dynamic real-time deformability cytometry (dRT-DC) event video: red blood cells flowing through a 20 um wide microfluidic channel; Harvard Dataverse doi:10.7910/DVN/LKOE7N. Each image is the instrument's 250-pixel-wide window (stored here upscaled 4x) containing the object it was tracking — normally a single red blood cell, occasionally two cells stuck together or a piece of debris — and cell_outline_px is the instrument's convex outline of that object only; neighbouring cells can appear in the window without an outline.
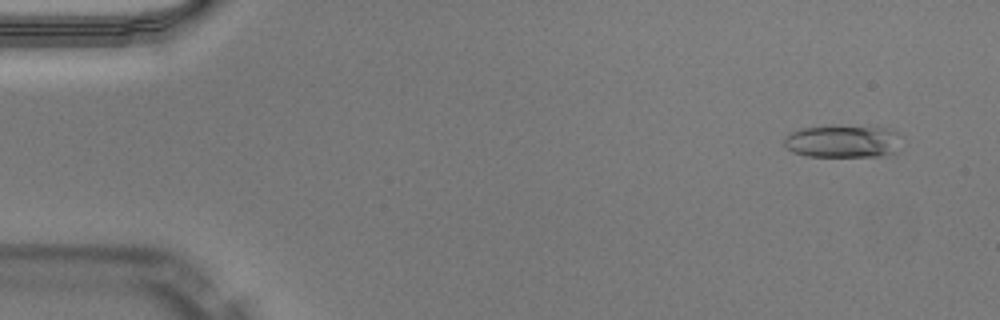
{"species": "Egyptian fruit bat (a non-hibernating species)", "species_latin": "Rousettus aegyptiacus", "temperature_condition": "warm", "stored_images_in_passage": 13, "camera_frame_rate_fps": 3000, "um_per_image_px": 0.085, "animal": {"sex": "male"}, "frame": {"image": 1, "passage_image": 1, "time_ms": 0.0, "image_size_px": [1000, 320], "cell_outline_px": [[896, 132], [892, 152], [880, 156], [804, 156], [792, 152], [784, 144], [784, 140], [792, 132], [800, 128], [888, 128]], "centroid_in_image_um": [71.5, 12.05], "position_along_channel_um": 13.5, "area_um2": 20.75}}